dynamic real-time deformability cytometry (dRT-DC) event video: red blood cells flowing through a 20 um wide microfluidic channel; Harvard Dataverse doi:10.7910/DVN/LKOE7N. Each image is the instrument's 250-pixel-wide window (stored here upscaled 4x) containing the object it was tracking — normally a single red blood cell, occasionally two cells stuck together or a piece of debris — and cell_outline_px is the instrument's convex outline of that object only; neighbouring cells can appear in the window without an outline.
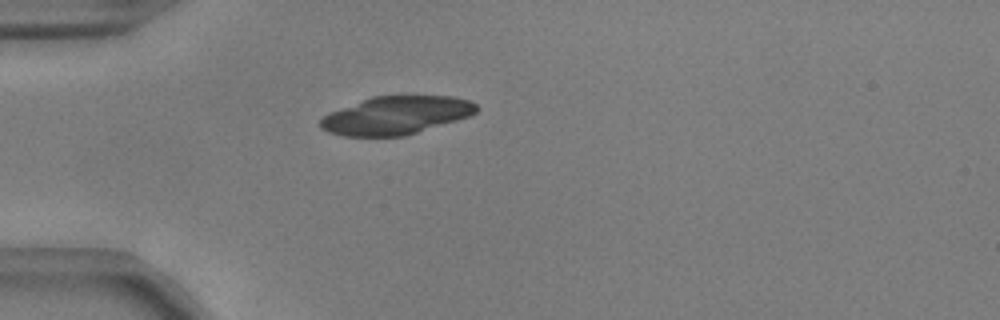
{"species": "common noctule bat (a hibernating species)", "species_latin": "Nyctalus noctula", "temperature_condition": "warm", "stored_images_in_passage": 19, "camera_frame_rate_fps": 3000, "um_per_image_px": 0.085, "animal": {"sex": "male", "body_mass_g": 17.9, "forearm_length_mm": 54.2}, "frame": {"image": 1, "passage_image": 1, "time_ms": 0.0, "image_size_px": [1000, 320], "cell_outline_px": [[480, 108], [476, 112], [468, 116], [456, 120], [404, 136], [344, 136], [328, 132], [320, 128], [320, 120], [324, 116], [332, 112], [372, 96], [452, 96], [472, 100]], "centroid_in_image_um": [33.69, 9.8], "position_along_channel_um": 51.3, "area_um2": 34.33}}